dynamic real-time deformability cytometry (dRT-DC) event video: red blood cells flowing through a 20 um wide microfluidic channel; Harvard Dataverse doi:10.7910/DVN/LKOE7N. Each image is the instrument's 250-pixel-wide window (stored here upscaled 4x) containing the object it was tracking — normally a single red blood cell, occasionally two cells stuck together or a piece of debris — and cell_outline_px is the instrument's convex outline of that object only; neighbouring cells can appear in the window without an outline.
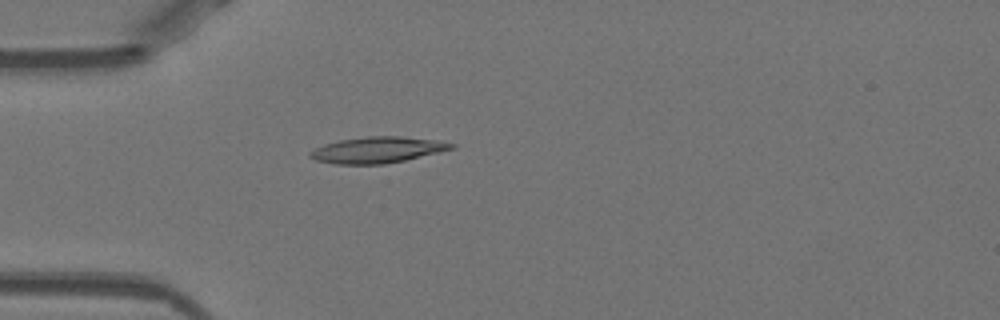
{"species": "Egyptian fruit bat (a non-hibernating species)", "species_latin": "Rousettus aegyptiacus", "temperature_condition": "warm", "stored_images_in_passage": 27, "camera_frame_rate_fps": 3000, "um_per_image_px": 0.085, "animal": {"sex": "female"}, "frame": {"image": 1, "passage_image": 3, "time_ms": 0.667, "image_size_px": [1000, 320], "cell_outline_px": [[456, 148], [440, 152], [404, 160], [384, 164], [336, 164], [316, 160], [308, 156], [308, 152], [324, 144], [340, 140], [368, 136], [400, 136], [436, 140], [456, 144]], "centroid_in_image_um": [32.09, 12.74], "position_along_channel_um": 52.9, "area_um2": 21.44}}
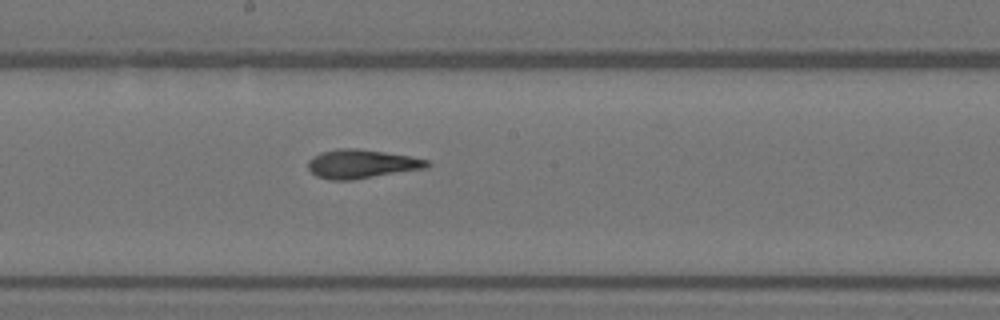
{"frame": {"image": 2, "passage_image": 16, "time_ms": 5.0, "image_size_px": [1000, 320], "cell_outline_px": [[432, 164], [428, 168], [352, 180], [328, 180], [316, 176], [308, 168], [308, 160], [320, 152], [340, 148], [356, 148], [384, 152], [432, 160]], "centroid_in_image_um": [30.77, 13.94], "position_along_channel_um": 217.4, "area_um2": 20.17}}
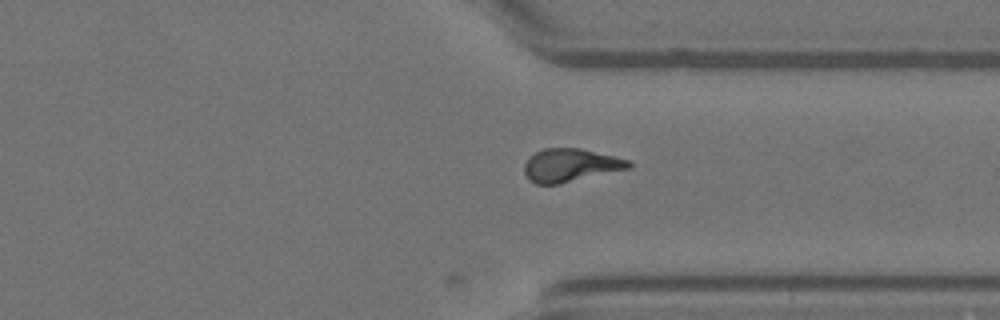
{"frame": {"image": 3, "passage_image": 27, "time_ms": 8.667, "image_size_px": [1000, 320], "cell_outline_px": [[632, 168], [556, 184], [536, 184], [528, 180], [524, 172], [524, 164], [536, 152], [544, 148], [580, 148], [628, 160], [632, 164]], "centroid_in_image_um": [48.48, 14.05], "position_along_channel_um": 362.9, "area_um2": 19.88}}